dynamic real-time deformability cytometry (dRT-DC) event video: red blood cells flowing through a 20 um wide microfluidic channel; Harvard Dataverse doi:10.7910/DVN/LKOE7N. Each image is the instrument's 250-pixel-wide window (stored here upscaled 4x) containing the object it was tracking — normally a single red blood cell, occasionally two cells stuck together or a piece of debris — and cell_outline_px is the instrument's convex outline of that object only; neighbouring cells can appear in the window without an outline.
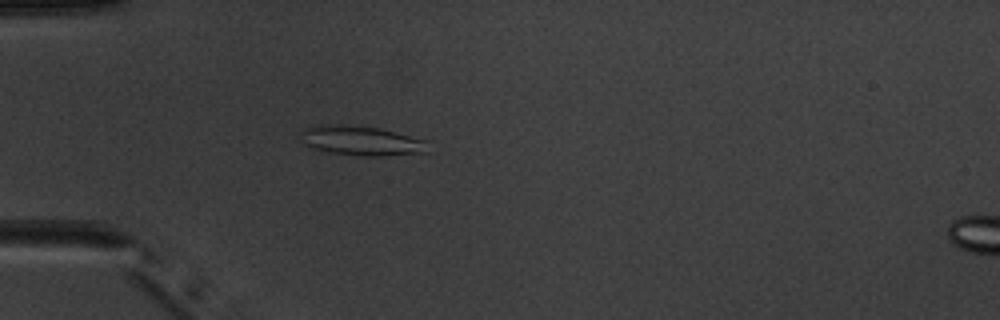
{"species": "common noctule bat (a hibernating species)", "species_latin": "Nyctalus noctula", "temperature_condition": "warm", "stored_images_in_passage": 4, "camera_frame_rate_fps": 3000, "um_per_image_px": 0.085, "animal": {"sex": "male", "body_mass_g": 20.1, "forearm_length_mm": 53.5}, "frame": {"image": 1, "passage_image": 4, "time_ms": 3.667, "image_size_px": [1000, 320], "cell_outline_px": [[428, 152], [384, 156], [360, 156], [332, 152], [312, 148], [308, 144], [300, 132], [304, 128], [320, 124], [340, 124], [380, 128], [428, 140]], "centroid_in_image_um": [30.79, 11.95], "position_along_channel_um": 54.2, "area_um2": 21.91}}